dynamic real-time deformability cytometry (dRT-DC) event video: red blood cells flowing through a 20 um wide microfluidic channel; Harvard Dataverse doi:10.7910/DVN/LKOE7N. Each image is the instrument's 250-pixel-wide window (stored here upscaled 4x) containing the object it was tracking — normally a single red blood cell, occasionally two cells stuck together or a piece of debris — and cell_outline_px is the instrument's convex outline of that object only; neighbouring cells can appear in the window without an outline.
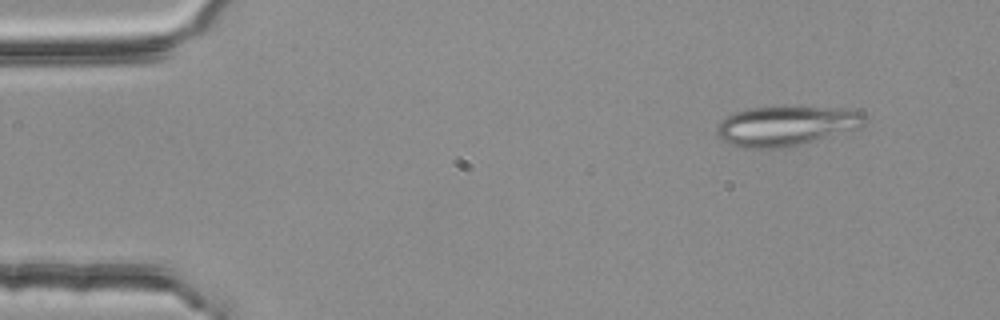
{"species": "common noctule bat (a hibernating species)", "species_latin": "Nyctalus noctula", "temperature_condition": "room temperature", "stored_images_in_passage": 3, "camera_frame_rate_fps": 3000, "um_per_image_px": 0.085, "animal": {"sex": "female", "body_mass_g": 25.1}, "frame": {"image": 1, "passage_image": 1, "time_ms": 0.0, "image_size_px": [1000, 320], "cell_outline_px": [[868, 120], [860, 128], [788, 148], [744, 148], [728, 144], [716, 136], [716, 128], [728, 116], [736, 112], [748, 108], [848, 108], [860, 112]], "centroid_in_image_um": [66.83, 10.73], "position_along_channel_um": 18.2, "area_um2": 34.04}}